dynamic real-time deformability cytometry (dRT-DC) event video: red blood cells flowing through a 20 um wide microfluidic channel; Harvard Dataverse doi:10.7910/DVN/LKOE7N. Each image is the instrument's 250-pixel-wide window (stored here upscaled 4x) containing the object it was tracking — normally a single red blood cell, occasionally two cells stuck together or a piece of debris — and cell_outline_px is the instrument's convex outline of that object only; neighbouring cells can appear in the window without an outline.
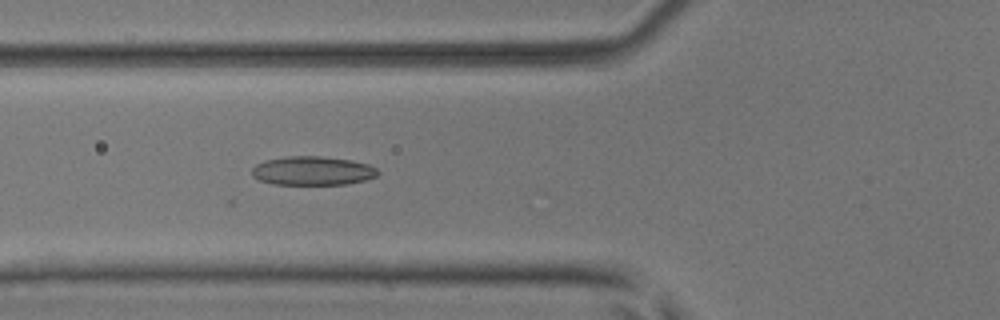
{"species": "common noctule bat (a hibernating species)", "species_latin": "Nyctalus noctula", "temperature_condition": "room temperature", "stored_images_in_passage": 51, "camera_frame_rate_fps": 3000, "um_per_image_px": 0.085, "animal": {"sex": "male", "body_mass_g": 17.9, "forearm_length_mm": 54.2}, "frame": {"image": 1, "passage_image": 20, "time_ms": 6.333, "image_size_px": [1000, 320], "cell_outline_px": [[380, 172], [376, 176], [364, 180], [348, 184], [272, 184], [260, 180], [252, 176], [252, 168], [256, 164], [264, 160], [288, 156], [320, 156], [352, 160], [368, 164], [376, 168]], "centroid_in_image_um": [26.56, 14.51], "position_along_channel_um": 99.2, "area_um2": 21.21}}
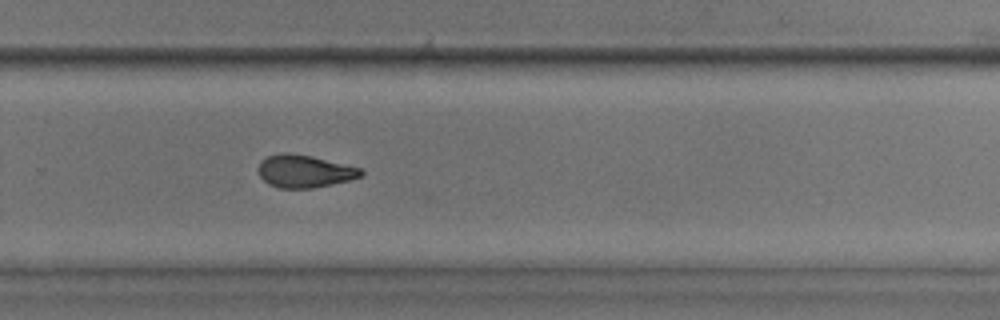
{"frame": {"image": 2, "passage_image": 35, "time_ms": 11.333, "image_size_px": [1000, 320], "cell_outline_px": [[364, 172], [360, 176], [348, 180], [332, 184], [312, 188], [280, 188], [268, 184], [260, 176], [260, 160], [268, 156], [280, 152], [288, 152], [312, 156], [360, 168]], "centroid_in_image_um": [25.86, 14.54], "position_along_channel_um": 303.9, "area_um2": 19.31}}
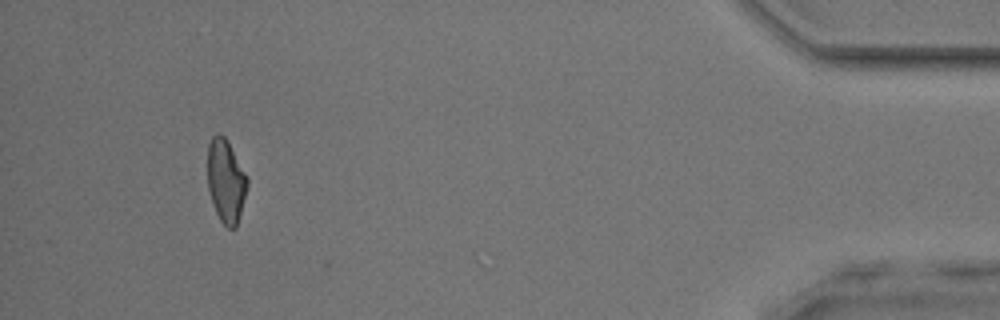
{"frame": {"image": 3, "passage_image": 48, "time_ms": 15.667, "image_size_px": [1000, 320], "cell_outline_px": [[248, 184], [236, 228], [228, 228], [220, 220], [212, 204], [208, 188], [208, 144], [212, 136], [220, 132], [228, 140], [248, 176]], "centroid_in_image_um": [19.2, 15.34], "position_along_channel_um": 416.0, "area_um2": 19.42}, "authors_computed_cell_mechanics": {"area_um2": 20.1144, "velocity_mm_per_s": 4.1, "shape_relaxation_time_tau1_ms": 8.9089, "shape_relaxation_time_tau2_ms": 2.2456, "deformation_change_tau1": 0.212, "deformation_change_tau2": 0.0828}}